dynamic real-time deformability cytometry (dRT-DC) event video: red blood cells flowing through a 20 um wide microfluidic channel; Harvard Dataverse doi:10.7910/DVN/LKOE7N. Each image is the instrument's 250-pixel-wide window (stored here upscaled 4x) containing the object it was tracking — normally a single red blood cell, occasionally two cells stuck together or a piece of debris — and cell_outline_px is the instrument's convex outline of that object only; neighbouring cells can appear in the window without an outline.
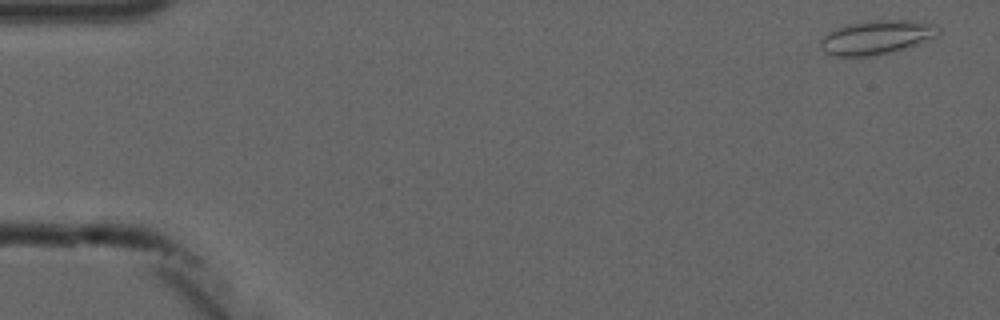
{"species": "common noctule bat (a hibernating species)", "species_latin": "Nyctalus noctula", "temperature_condition": "cold", "stored_images_in_passage": 7, "camera_frame_rate_fps": 3000, "um_per_image_px": 0.085, "animal": {"sex": "male", "forearm_length_mm": 52.5}, "frame": {"image": 1, "passage_image": 1, "time_ms": 0.0, "image_size_px": [1000, 320], "cell_outline_px": [[940, 32], [936, 36], [916, 44], [892, 52], [876, 56], [832, 56], [824, 52], [820, 48], [820, 40], [828, 32], [836, 28], [848, 24], [868, 20], [912, 20], [936, 24], [940, 28]], "centroid_in_image_um": [74.49, 3.17], "position_along_channel_um": 10.5, "area_um2": 23.52}}
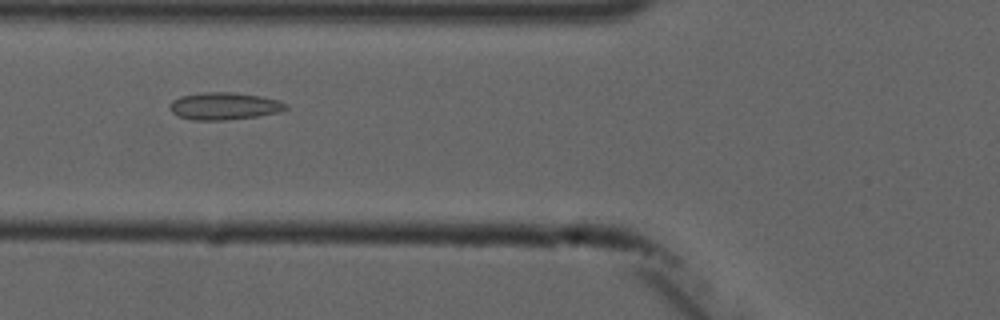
{"frame": {"image": 2, "passage_image": 6, "time_ms": 6.0, "image_size_px": [1000, 320], "cell_outline_px": [[288, 108], [276, 112], [256, 116], [224, 120], [192, 120], [180, 116], [172, 112], [168, 108], [168, 104], [172, 100], [180, 96], [204, 92], [232, 92], [260, 96], [280, 100], [288, 104]], "centroid_in_image_um": [19.03, 9.0], "position_along_channel_um": 106.8, "area_um2": 18.44}}
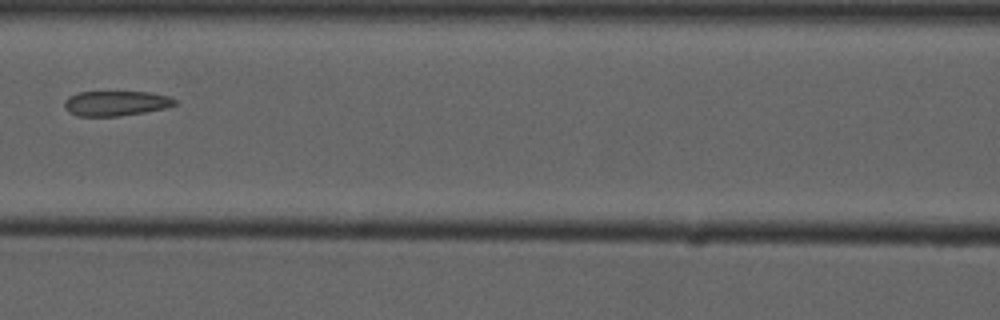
{"frame": {"image": 3, "passage_image": 7, "time_ms": 7.333, "image_size_px": [1000, 320], "cell_outline_px": [[176, 104], [164, 108], [144, 112], [120, 116], [76, 116], [68, 112], [64, 108], [64, 100], [68, 96], [80, 92], [148, 92], [168, 96], [176, 100]], "centroid_in_image_um": [9.79, 8.78], "position_along_channel_um": 156.8, "area_um2": 16.07}}